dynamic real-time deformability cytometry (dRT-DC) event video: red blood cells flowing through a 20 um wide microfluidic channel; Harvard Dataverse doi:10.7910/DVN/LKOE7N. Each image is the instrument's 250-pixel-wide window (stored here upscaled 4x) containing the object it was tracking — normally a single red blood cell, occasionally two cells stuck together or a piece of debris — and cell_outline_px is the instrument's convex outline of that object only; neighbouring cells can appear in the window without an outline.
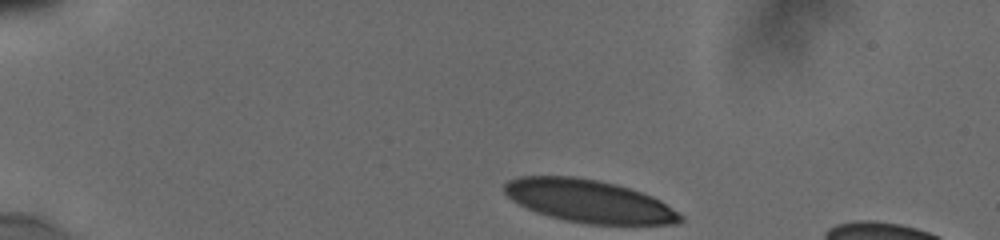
{"species": "human", "species_latin": "Homo sapiens", "temperature_condition": "cold", "stored_images_in_passage": 14, "camera_frame_rate_fps": 3000, "um_per_image_px": 0.085, "donor": {"sex": "male"}, "frame": {"image": 1, "passage_image": 1, "time_ms": 0.0, "image_size_px": [1000, 240], "cell_outline_px": [[684, 220], [680, 224], [584, 224], [564, 220], [548, 216], [536, 212], [512, 200], [504, 192], [504, 184], [508, 180], [520, 176], [576, 176], [600, 180], [616, 184], [652, 196], [660, 200], [684, 216]], "centroid_in_image_um": [50.07, 17.09], "position_along_channel_um": 34.9, "area_um2": 43.93}}
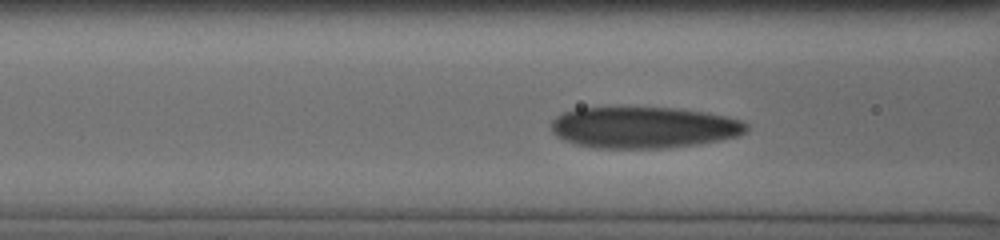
{"frame": {"image": 2, "passage_image": 10, "time_ms": 4.0, "image_size_px": [1000, 240], "cell_outline_px": [[748, 128], [740, 136], [700, 144], [668, 148], [596, 148], [576, 144], [564, 140], [556, 136], [552, 132], [552, 120], [556, 116], [564, 112], [576, 108], [676, 108], [708, 112], [740, 120], [748, 124]], "centroid_in_image_um": [54.73, 10.84], "position_along_channel_um": 111.9, "area_um2": 47.22}}
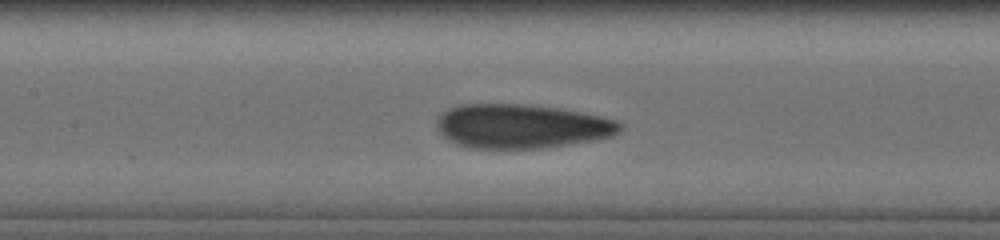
{"frame": {"image": 3, "passage_image": 13, "time_ms": 5.333, "image_size_px": [1000, 240], "cell_outline_px": [[624, 128], [620, 132], [612, 136], [596, 140], [544, 148], [472, 148], [456, 144], [448, 140], [436, 128], [436, 120], [440, 112], [448, 108], [460, 104], [516, 104], [560, 108], [584, 112], [604, 116], [620, 120], [624, 124]], "centroid_in_image_um": [44.38, 10.72], "position_along_channel_um": 163.0, "area_um2": 47.86}}